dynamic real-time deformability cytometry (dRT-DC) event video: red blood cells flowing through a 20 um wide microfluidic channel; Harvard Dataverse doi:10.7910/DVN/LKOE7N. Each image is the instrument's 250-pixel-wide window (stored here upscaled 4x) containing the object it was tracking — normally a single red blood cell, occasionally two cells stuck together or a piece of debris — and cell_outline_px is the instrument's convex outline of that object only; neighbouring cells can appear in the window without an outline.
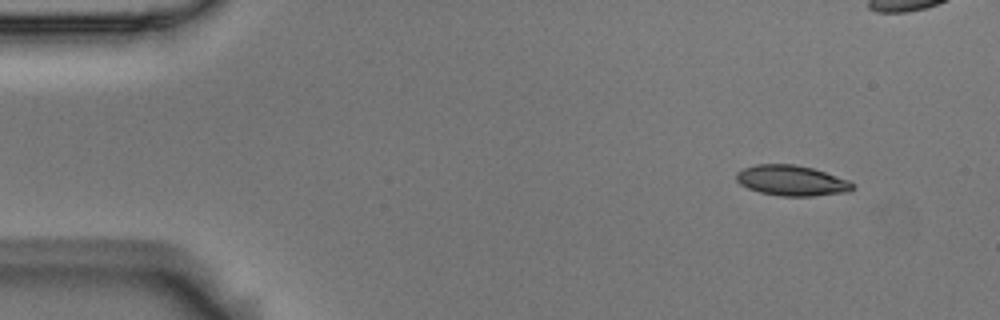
{"species": "Egyptian fruit bat (a non-hibernating species)", "species_latin": "Rousettus aegyptiacus", "temperature_condition": "room temperature", "stored_images_in_passage": 4, "camera_frame_rate_fps": 3000, "um_per_image_px": 0.085, "animal": {"sex": "male"}, "frame": {"image": 1, "passage_image": 1, "time_ms": 0.0, "image_size_px": [1000, 320], "cell_outline_px": [[856, 188], [848, 192], [812, 196], [780, 196], [760, 192], [748, 188], [740, 184], [736, 180], [736, 172], [744, 168], [756, 164], [796, 164], [812, 168], [848, 180]], "centroid_in_image_um": [67.27, 15.35], "position_along_channel_um": 17.7, "area_um2": 20.58}}